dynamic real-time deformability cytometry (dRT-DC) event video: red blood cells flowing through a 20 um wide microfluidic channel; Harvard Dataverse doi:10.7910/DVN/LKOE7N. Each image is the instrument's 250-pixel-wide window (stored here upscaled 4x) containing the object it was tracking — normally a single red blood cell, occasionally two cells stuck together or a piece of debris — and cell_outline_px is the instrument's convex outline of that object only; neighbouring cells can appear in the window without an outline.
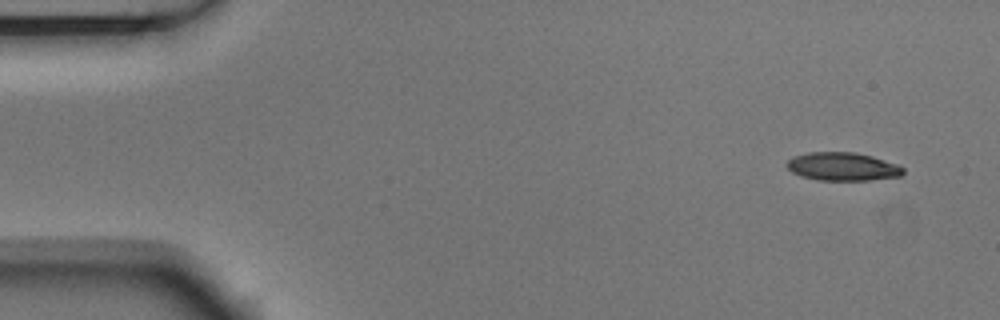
{"species": "Egyptian fruit bat (a non-hibernating species)", "species_latin": "Rousettus aegyptiacus", "temperature_condition": "room temperature", "stored_images_in_passage": 51, "camera_frame_rate_fps": 3000, "um_per_image_px": 0.085, "animal": {"sex": "male"}, "frame": {"image": 1, "passage_image": 1, "time_ms": 0.0, "image_size_px": [1000, 320], "cell_outline_px": [[904, 172], [900, 176], [868, 180], [820, 180], [804, 176], [792, 172], [788, 168], [788, 160], [792, 156], [808, 152], [856, 152], [872, 156], [896, 164], [904, 168]], "centroid_in_image_um": [71.63, 14.15], "position_along_channel_um": 13.4, "area_um2": 18.96}}
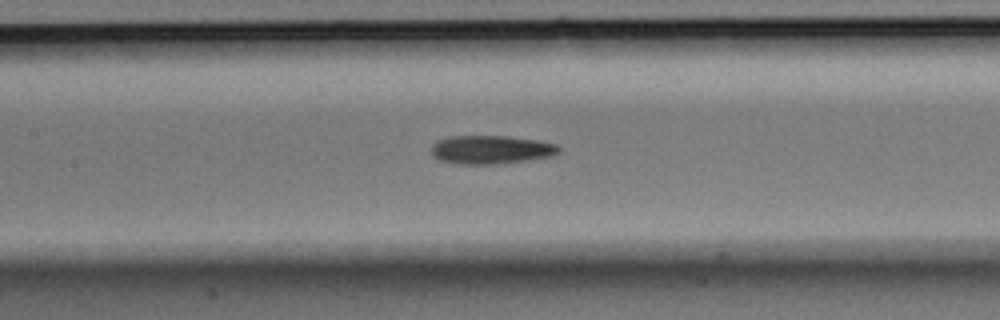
{"frame": {"image": 2, "passage_image": 22, "time_ms": 7.0, "image_size_px": [1000, 320], "cell_outline_px": [[560, 152], [548, 156], [524, 160], [496, 164], [456, 164], [440, 160], [432, 156], [432, 144], [436, 140], [452, 136], [508, 136], [536, 140], [556, 144], [560, 148]], "centroid_in_image_um": [41.68, 12.71], "position_along_channel_um": 165.7, "area_um2": 21.04}}
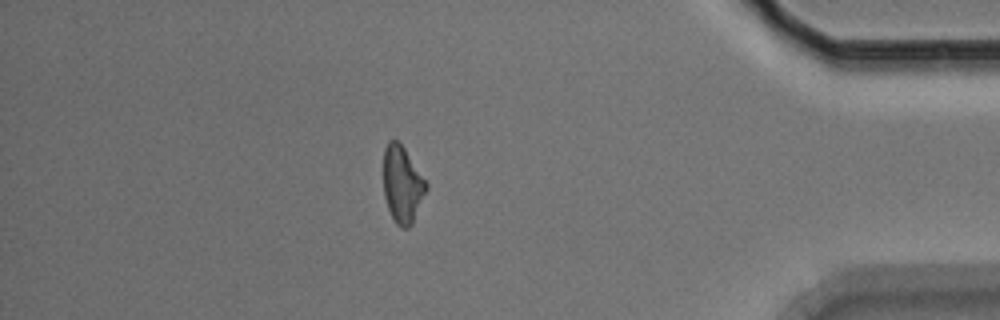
{"frame": {"image": 3, "passage_image": 44, "time_ms": 14.333, "image_size_px": [1000, 320], "cell_outline_px": [[428, 188], [412, 224], [408, 228], [400, 228], [396, 224], [388, 208], [384, 196], [384, 148], [388, 140], [396, 140], [404, 148], [428, 184]], "centroid_in_image_um": [34.2, 15.7], "position_along_channel_um": 401.0, "area_um2": 19.02}, "authors_computed_cell_mechanics": {"area_um2": 19.941, "velocity_mm_per_s": 3.7475, "shape_relaxation_time_tau1_ms": 4.5275, "shape_relaxation_time_tau2_ms": null, "deformation_change_tau1": 0.1392, "deformation_change_tau2": null}}